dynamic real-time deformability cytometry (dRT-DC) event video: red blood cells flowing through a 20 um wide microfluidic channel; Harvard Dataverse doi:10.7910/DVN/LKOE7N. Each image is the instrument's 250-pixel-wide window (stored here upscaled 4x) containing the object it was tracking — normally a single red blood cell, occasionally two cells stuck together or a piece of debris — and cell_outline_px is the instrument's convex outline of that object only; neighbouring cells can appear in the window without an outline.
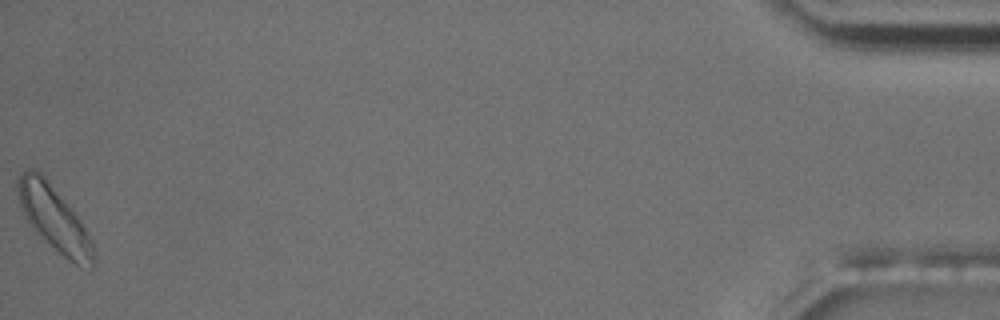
{"species": "common noctule bat (a hibernating species)", "species_latin": "Nyctalus noctula", "temperature_condition": "room temperature", "stored_images_in_passage": 49, "camera_frame_rate_fps": 3000, "um_per_image_px": 0.085, "animal": {"sex": "male", "body_mass_g": 17.5, "forearm_length_mm": 52.3}, "frame": {"image": 1, "passage_image": 49, "time_ms": 16.0, "image_size_px": [1000, 320], "cell_outline_px": [[96, 264], [92, 268], [80, 268], [68, 260], [36, 232], [32, 228], [24, 216], [20, 204], [16, 188], [16, 180], [20, 172], [28, 168], [36, 168], [44, 176], [80, 220], [92, 240], [96, 260]], "centroid_in_image_um": [4.6, 18.59], "position_along_channel_um": 430.6, "area_um2": 28.67}, "authors_computed_cell_mechanics": {"area_um2": 21.675, "velocity_mm_per_s": 3.5571, "shape_relaxation_time_tau1_ms": 4.5498, "shape_relaxation_time_tau2_ms": null, "deformation_change_tau1": 0.095, "deformation_change_tau2": null}}